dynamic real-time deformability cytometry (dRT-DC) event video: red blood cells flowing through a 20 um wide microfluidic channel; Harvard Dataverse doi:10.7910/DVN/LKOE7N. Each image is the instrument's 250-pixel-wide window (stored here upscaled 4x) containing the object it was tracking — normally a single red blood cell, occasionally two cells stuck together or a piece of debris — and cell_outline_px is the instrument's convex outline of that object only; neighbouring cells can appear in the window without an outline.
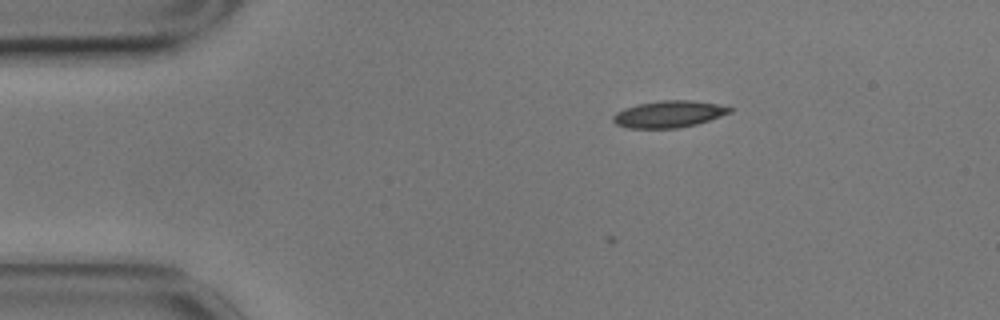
{"species": "common noctule bat (a hibernating species)", "species_latin": "Nyctalus noctula", "temperature_condition": "cold", "stored_images_in_passage": 6, "camera_frame_rate_fps": 3000, "um_per_image_px": 0.085, "animal": {"sex": "male", "body_mass_g": 17.9}, "frame": {"image": 1, "passage_image": 1, "time_ms": 0.0, "image_size_px": [1000, 320], "cell_outline_px": [[732, 112], [696, 124], [680, 128], [628, 128], [616, 124], [612, 120], [612, 116], [616, 112], [624, 108], [640, 104], [660, 100], [692, 100], [716, 104], [732, 108]], "centroid_in_image_um": [56.82, 9.7], "position_along_channel_um": 28.2, "area_um2": 18.09}}